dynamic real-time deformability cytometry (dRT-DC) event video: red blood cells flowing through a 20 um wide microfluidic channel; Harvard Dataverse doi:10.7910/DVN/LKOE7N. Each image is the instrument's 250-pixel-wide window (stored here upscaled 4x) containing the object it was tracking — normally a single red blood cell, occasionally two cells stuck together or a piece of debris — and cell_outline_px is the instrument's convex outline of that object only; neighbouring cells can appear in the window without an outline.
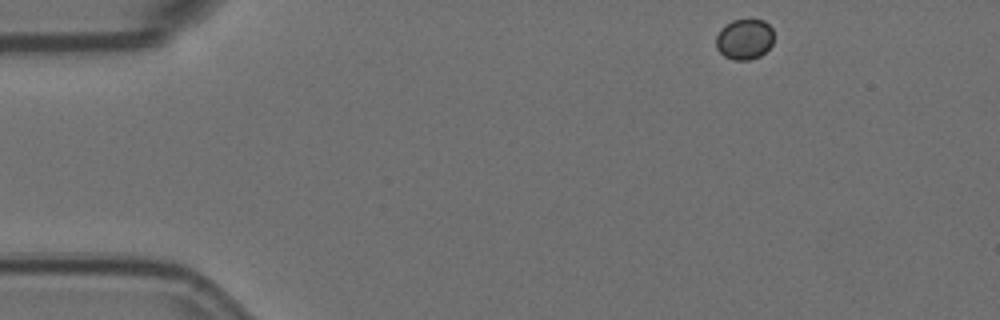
{"species": "Egyptian fruit bat (a non-hibernating species)", "species_latin": "Rousettus aegyptiacus", "temperature_condition": "room temperature", "stored_images_in_passage": 3, "camera_frame_rate_fps": 3000, "um_per_image_px": 0.085, "animal": {"sex": "female"}, "frame": {"image": 1, "passage_image": 1, "time_ms": 0.0, "image_size_px": [1000, 320], "cell_outline_px": [[772, 44], [760, 56], [748, 60], [736, 60], [724, 56], [716, 48], [716, 36], [720, 28], [732, 20], [764, 20], [772, 28]], "centroid_in_image_um": [63.25, 3.33], "position_along_channel_um": 21.7, "area_um2": 13.58}}